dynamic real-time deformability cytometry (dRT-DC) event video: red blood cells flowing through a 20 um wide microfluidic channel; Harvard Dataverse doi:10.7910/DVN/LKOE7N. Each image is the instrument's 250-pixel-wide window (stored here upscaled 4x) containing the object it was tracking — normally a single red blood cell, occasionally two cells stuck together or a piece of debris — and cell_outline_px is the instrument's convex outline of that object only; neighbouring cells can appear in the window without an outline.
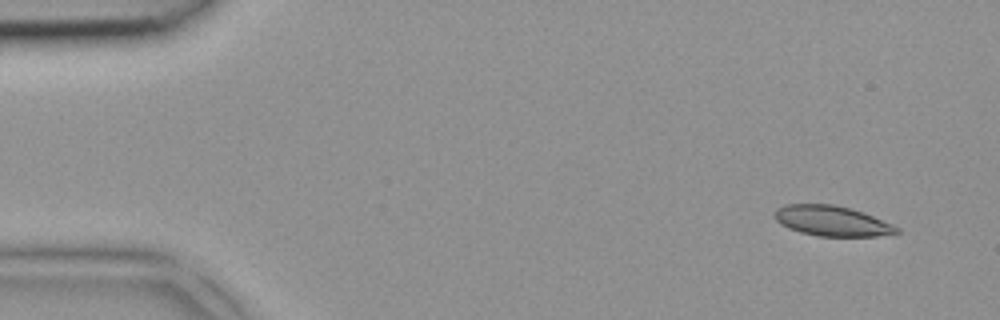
{"species": "common noctule bat (a hibernating species)", "species_latin": "Nyctalus noctula", "temperature_condition": "room temperature", "stored_images_in_passage": 4, "camera_frame_rate_fps": 3000, "um_per_image_px": 0.085, "animal": {"sex": "female", "body_mass_g": 18.4}, "frame": {"image": 1, "passage_image": 1, "time_ms": 0.0, "image_size_px": [1000, 320], "cell_outline_px": [[900, 232], [876, 236], [816, 236], [800, 232], [788, 228], [780, 224], [772, 216], [776, 208], [788, 204], [832, 204], [848, 208], [872, 216], [892, 224], [900, 228]], "centroid_in_image_um": [70.65, 18.78], "position_along_channel_um": 14.3, "area_um2": 21.39}}